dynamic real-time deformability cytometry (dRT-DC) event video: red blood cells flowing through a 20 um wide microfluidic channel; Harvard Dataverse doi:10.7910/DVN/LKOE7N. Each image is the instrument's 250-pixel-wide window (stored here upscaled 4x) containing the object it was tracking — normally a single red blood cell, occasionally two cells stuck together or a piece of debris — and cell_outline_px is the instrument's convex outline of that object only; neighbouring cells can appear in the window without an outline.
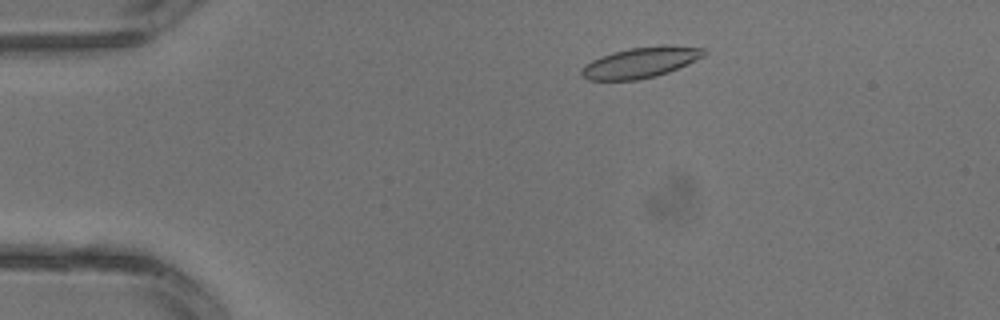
{"species": "common noctule bat (a hibernating species)", "species_latin": "Nyctalus noctula", "temperature_condition": "warm", "stored_images_in_passage": 2, "camera_frame_rate_fps": 3000, "um_per_image_px": 0.085, "animal": {"sex": "male", "body_mass_g": 13.3}, "frame": {"image": 1, "passage_image": 1, "time_ms": 0.0, "image_size_px": [1000, 320], "cell_outline_px": [[708, 52], [704, 56], [668, 72], [656, 76], [636, 80], [588, 80], [580, 76], [580, 68], [584, 64], [600, 56], [612, 52], [628, 48], [660, 44], [668, 44], [704, 48]], "centroid_in_image_um": [54.42, 5.29], "position_along_channel_um": 30.6, "area_um2": 22.25}}